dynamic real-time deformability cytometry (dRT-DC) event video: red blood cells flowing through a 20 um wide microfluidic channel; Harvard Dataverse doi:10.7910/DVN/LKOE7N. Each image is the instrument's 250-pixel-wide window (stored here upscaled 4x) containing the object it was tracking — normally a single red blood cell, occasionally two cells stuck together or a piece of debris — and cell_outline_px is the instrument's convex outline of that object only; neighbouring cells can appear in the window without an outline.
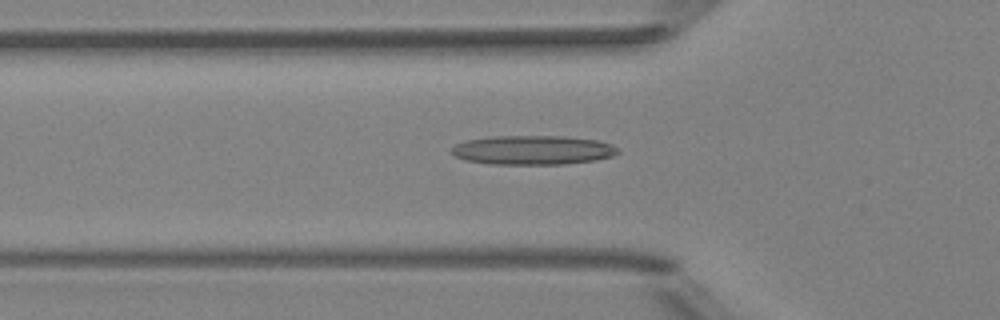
{"species": "Egyptian fruit bat (a non-hibernating species)", "species_latin": "Rousettus aegyptiacus", "temperature_condition": "room temperature", "stored_images_in_passage": 38, "camera_frame_rate_fps": 3000, "um_per_image_px": 0.085, "animal": {"sex": "female"}, "frame": {"image": 1, "passage_image": 4, "time_ms": 1.0, "image_size_px": [1000, 320], "cell_outline_px": [[620, 152], [612, 156], [596, 160], [564, 164], [488, 164], [464, 160], [456, 156], [452, 152], [452, 148], [456, 144], [468, 140], [488, 136], [564, 136], [600, 140], [612, 144], [620, 148]], "centroid_in_image_um": [45.34, 12.75], "position_along_channel_um": 80.5, "area_um2": 28.55}}
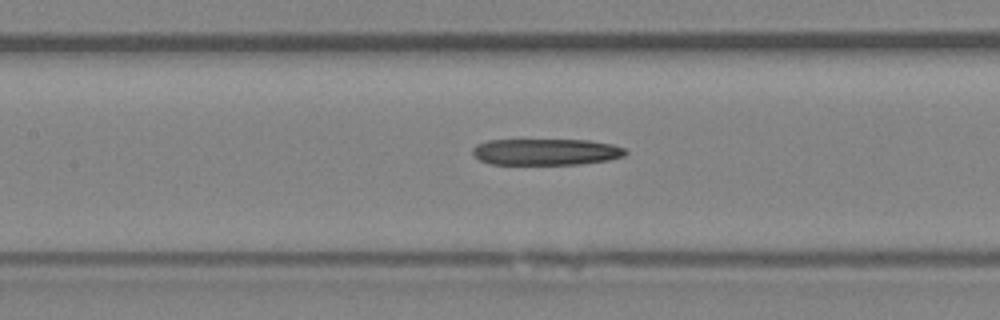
{"frame": {"image": 2, "passage_image": 10, "time_ms": 3.0, "image_size_px": [1000, 320], "cell_outline_px": [[628, 152], [624, 156], [608, 160], [580, 164], [492, 164], [480, 160], [472, 152], [472, 148], [476, 144], [488, 140], [588, 140], [612, 144], [624, 148]], "centroid_in_image_um": [46.41, 12.9], "position_along_channel_um": 161.0, "area_um2": 23.52}}
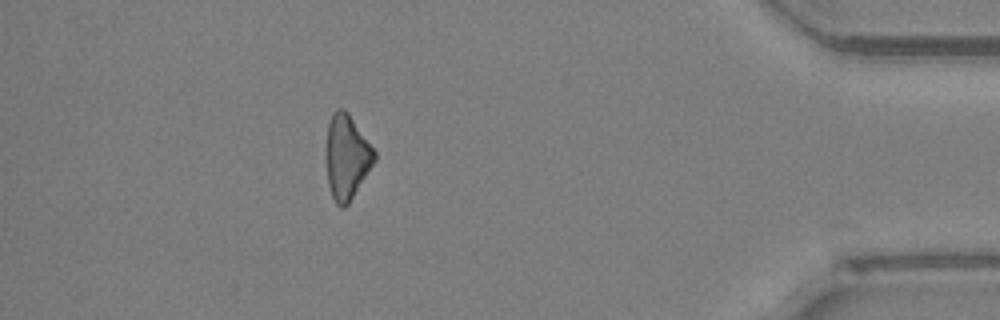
{"frame": {"image": 3, "passage_image": 32, "time_ms": 10.333, "image_size_px": [1000, 320], "cell_outline_px": [[376, 160], [348, 204], [344, 208], [340, 208], [336, 204], [332, 196], [328, 184], [328, 124], [332, 112], [336, 108], [344, 108], [348, 112], [376, 152]], "centroid_in_image_um": [29.5, 13.33], "position_along_channel_um": 405.7, "area_um2": 23.29}}